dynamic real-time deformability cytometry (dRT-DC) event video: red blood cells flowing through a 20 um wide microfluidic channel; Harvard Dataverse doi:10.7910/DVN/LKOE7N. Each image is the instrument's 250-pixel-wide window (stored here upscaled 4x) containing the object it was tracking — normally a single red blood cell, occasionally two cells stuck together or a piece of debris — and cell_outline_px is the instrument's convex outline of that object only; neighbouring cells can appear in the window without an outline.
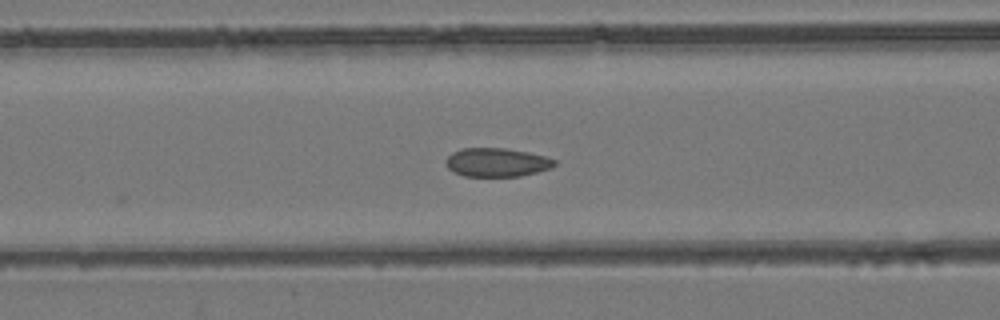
{"species": "common noctule bat (a hibernating species)", "species_latin": "Nyctalus noctula", "temperature_condition": "room temperature", "stored_images_in_passage": 32, "camera_frame_rate_fps": 3000, "um_per_image_px": 0.085, "animal": {"sex": "female", "body_mass_g": 24.6, "forearm_length_mm": 56.2}, "frame": {"image": 1, "passage_image": 9, "time_ms": 2.667, "image_size_px": [1000, 320], "cell_outline_px": [[556, 164], [552, 168], [520, 176], [464, 176], [452, 172], [444, 164], [444, 160], [452, 152], [460, 148], [504, 148], [528, 152], [544, 156], [556, 160]], "centroid_in_image_um": [42.18, 13.8], "position_along_channel_um": 124.4, "area_um2": 18.32}}
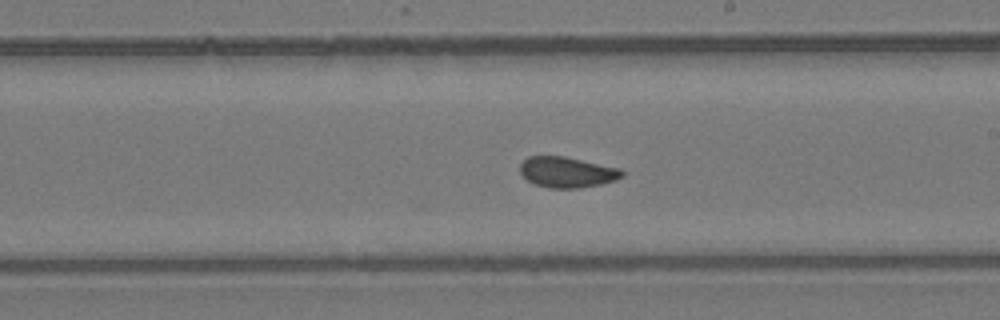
{"frame": {"image": 2, "passage_image": 18, "time_ms": 5.667, "image_size_px": [1000, 320], "cell_outline_px": [[624, 176], [616, 180], [600, 184], [580, 188], [548, 188], [532, 184], [520, 172], [520, 164], [528, 156], [564, 156], [620, 168], [624, 172]], "centroid_in_image_um": [48.2, 14.64], "position_along_channel_um": 240.8, "area_um2": 18.32}}
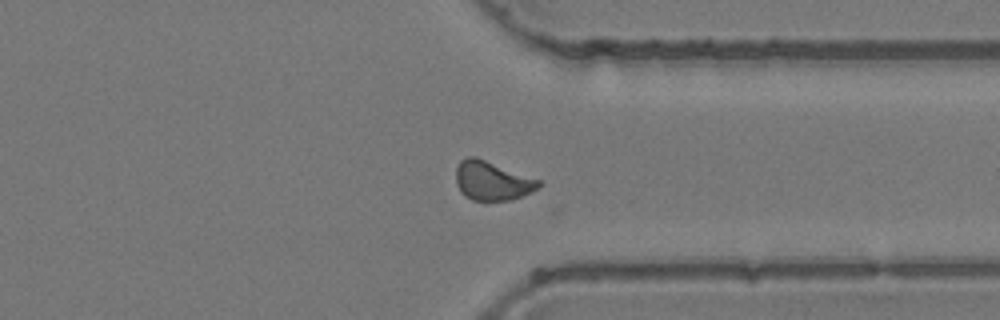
{"frame": {"image": 3, "passage_image": 28, "time_ms": 9.0, "image_size_px": [1000, 320], "cell_outline_px": [[544, 184], [532, 192], [512, 200], [472, 200], [464, 196], [460, 192], [456, 184], [456, 168], [460, 160], [468, 156], [476, 156], [540, 180]], "centroid_in_image_um": [41.83, 15.36], "position_along_channel_um": 369.6, "area_um2": 19.07}, "authors_computed_cell_mechanics": {"area_um2": 18.6116, "velocity_mm_per_s": 3.8873, "shape_relaxation_time_tau1_ms": null, "shape_relaxation_time_tau2_ms": 1.4807, "deformation_change_tau1": null, "deformation_change_tau2": 0.0487}}